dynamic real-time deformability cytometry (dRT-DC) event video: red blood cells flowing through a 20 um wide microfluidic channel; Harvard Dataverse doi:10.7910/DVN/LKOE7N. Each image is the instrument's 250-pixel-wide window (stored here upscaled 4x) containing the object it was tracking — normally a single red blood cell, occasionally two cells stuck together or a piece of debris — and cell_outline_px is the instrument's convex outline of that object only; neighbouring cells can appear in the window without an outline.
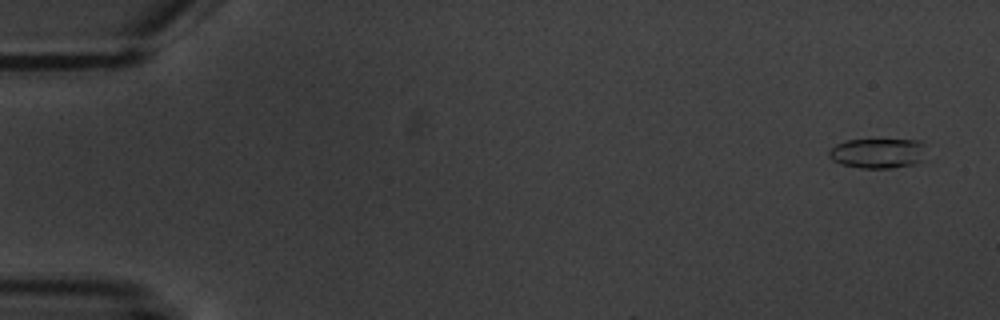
{"species": "common noctule bat (a hibernating species)", "species_latin": "Nyctalus noctula", "temperature_condition": "warm", "stored_images_in_passage": 4, "camera_frame_rate_fps": 3000, "um_per_image_px": 0.085, "animal": {"sex": "male", "body_mass_g": 20.1, "forearm_length_mm": 53.5}, "frame": {"image": 1, "passage_image": 1, "time_ms": 0.0, "image_size_px": [1000, 320], "cell_outline_px": [[928, 160], [916, 164], [892, 168], [860, 168], [840, 164], [832, 160], [828, 156], [828, 152], [836, 144], [844, 140], [920, 140], [924, 144]], "centroid_in_image_um": [74.68, 13.04], "position_along_channel_um": 10.3, "area_um2": 17.46}}